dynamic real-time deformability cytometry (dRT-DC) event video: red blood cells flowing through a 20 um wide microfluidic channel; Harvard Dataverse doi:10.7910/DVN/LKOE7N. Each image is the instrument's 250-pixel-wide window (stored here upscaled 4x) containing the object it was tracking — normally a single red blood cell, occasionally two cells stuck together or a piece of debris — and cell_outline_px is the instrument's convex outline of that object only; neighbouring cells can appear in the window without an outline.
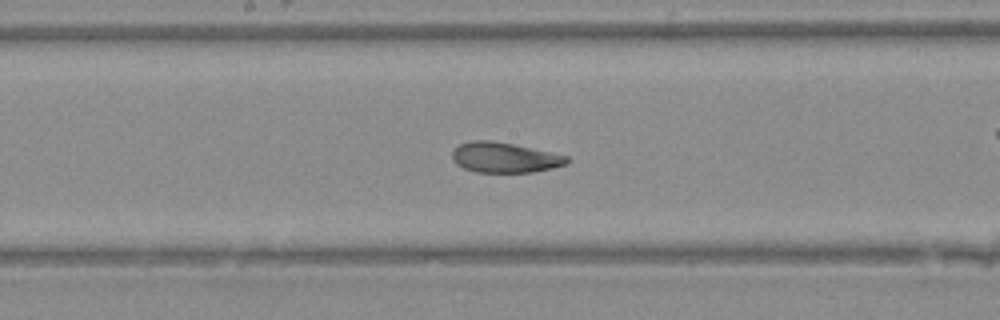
{"species": "Egyptian fruit bat (a non-hibernating species)", "species_latin": "Rousettus aegyptiacus", "temperature_condition": "warm", "stored_images_in_passage": 29, "camera_frame_rate_fps": 3000, "um_per_image_px": 0.085, "animal": {"sex": "female"}, "frame": {"image": 1, "passage_image": 9, "time_ms": 2.667, "image_size_px": [1000, 320], "cell_outline_px": [[568, 164], [532, 172], [476, 172], [464, 168], [456, 164], [452, 160], [452, 148], [460, 144], [472, 140], [492, 140], [512, 144], [568, 156]], "centroid_in_image_um": [42.83, 13.38], "position_along_channel_um": 205.4, "area_um2": 20.11}}